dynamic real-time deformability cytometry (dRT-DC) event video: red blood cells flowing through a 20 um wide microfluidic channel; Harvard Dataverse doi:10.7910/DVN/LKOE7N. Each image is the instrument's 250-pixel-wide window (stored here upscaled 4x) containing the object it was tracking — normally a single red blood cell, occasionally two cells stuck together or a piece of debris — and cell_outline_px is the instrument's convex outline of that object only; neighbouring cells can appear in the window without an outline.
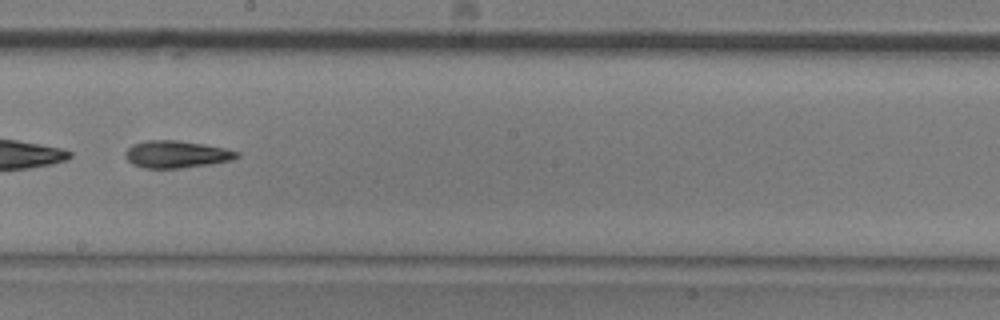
{"species": "common noctule bat (a hibernating species)", "species_latin": "Nyctalus noctula", "temperature_condition": "room temperature", "stored_images_in_passage": 44, "segment_of_instrument_passage": [2, 2], "camera_frame_rate_fps": 3000, "um_per_image_px": 0.085, "animal": {"sex": "male", "body_mass_g": 20.5, "forearm_length_mm": 52.5}, "frame": {"image": 1, "passage_image": 22, "time_ms": 7.0, "image_size_px": [1000, 320], "cell_outline_px": [[240, 156], [232, 160], [208, 164], [180, 168], [144, 168], [132, 164], [124, 156], [124, 152], [132, 144], [144, 140], [176, 140], [204, 144], [224, 148], [240, 152]], "centroid_in_image_um": [14.97, 13.11], "position_along_channel_um": 233.2, "area_um2": 17.74}}
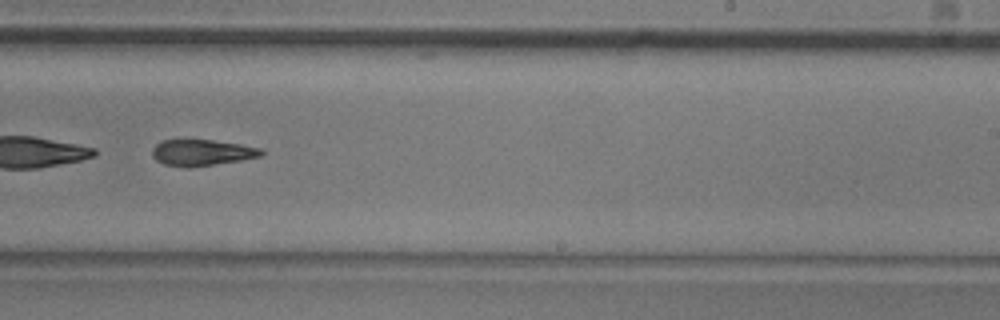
{"frame": {"image": 2, "passage_image": 25, "time_ms": 8.0, "image_size_px": [1000, 320], "cell_outline_px": [[264, 152], [260, 156], [240, 160], [188, 168], [184, 168], [164, 164], [156, 160], [152, 156], [152, 148], [156, 144], [164, 140], [212, 140], [240, 144], [260, 148]], "centroid_in_image_um": [17.12, 12.98], "position_along_channel_um": 271.9, "area_um2": 16.53}}